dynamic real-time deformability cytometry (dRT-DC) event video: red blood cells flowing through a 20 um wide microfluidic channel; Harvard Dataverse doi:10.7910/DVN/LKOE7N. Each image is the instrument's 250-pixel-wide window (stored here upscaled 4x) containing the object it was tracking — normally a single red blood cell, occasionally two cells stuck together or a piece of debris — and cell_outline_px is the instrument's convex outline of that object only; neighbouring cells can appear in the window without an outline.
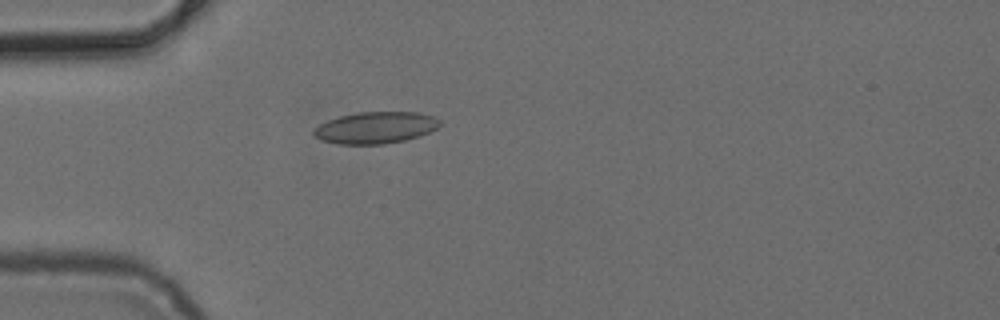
{"species": "common noctule bat (a hibernating species)", "species_latin": "Nyctalus noctula", "temperature_condition": "cold", "stored_images_in_passage": 5, "camera_frame_rate_fps": 3000, "um_per_image_px": 0.085, "animal": {"sex": "female", "body_mass_g": 24.6, "forearm_length_mm": 56.2}, "frame": {"image": 1, "passage_image": 5, "time_ms": 4.667, "image_size_px": [1000, 320], "cell_outline_px": [[440, 124], [436, 128], [428, 132], [404, 140], [384, 144], [336, 144], [320, 140], [312, 132], [320, 124], [328, 120], [340, 116], [356, 112], [416, 112], [432, 116], [440, 120]], "centroid_in_image_um": [31.89, 10.85], "position_along_channel_um": 53.1, "area_um2": 23.06}}